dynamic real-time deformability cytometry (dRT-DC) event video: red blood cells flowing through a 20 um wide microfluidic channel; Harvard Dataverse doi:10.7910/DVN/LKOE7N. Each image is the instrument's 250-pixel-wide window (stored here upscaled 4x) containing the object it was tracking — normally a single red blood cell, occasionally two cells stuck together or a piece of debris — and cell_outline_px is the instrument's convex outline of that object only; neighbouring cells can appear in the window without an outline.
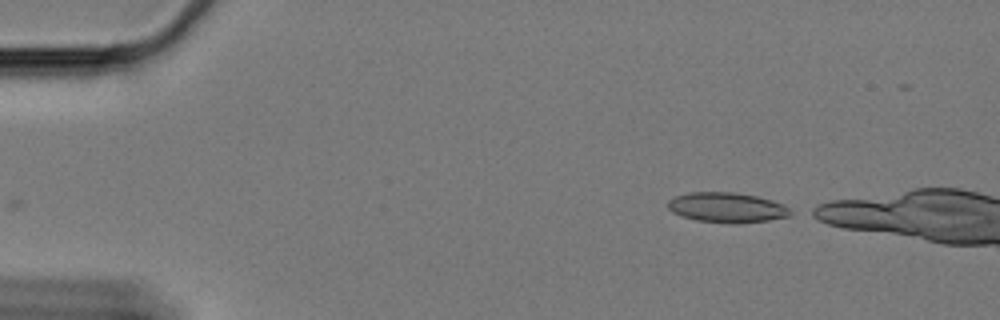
{"species": "Egyptian fruit bat (a non-hibernating species)", "species_latin": "Rousettus aegyptiacus", "temperature_condition": "cold", "stored_images_in_passage": 6, "camera_frame_rate_fps": 3000, "um_per_image_px": 0.085, "animal": {"sex": "female"}, "frame": {"image": 1, "passage_image": 1, "time_ms": 0.0, "image_size_px": [1000, 320], "cell_outline_px": [[796, 212], [792, 216], [768, 220], [736, 224], [732, 224], [696, 220], [672, 212], [668, 208], [668, 200], [676, 196], [688, 192], [736, 192], [756, 196], [772, 200], [784, 204]], "centroid_in_image_um": [61.86, 17.64], "position_along_channel_um": 23.1, "area_um2": 21.73}}